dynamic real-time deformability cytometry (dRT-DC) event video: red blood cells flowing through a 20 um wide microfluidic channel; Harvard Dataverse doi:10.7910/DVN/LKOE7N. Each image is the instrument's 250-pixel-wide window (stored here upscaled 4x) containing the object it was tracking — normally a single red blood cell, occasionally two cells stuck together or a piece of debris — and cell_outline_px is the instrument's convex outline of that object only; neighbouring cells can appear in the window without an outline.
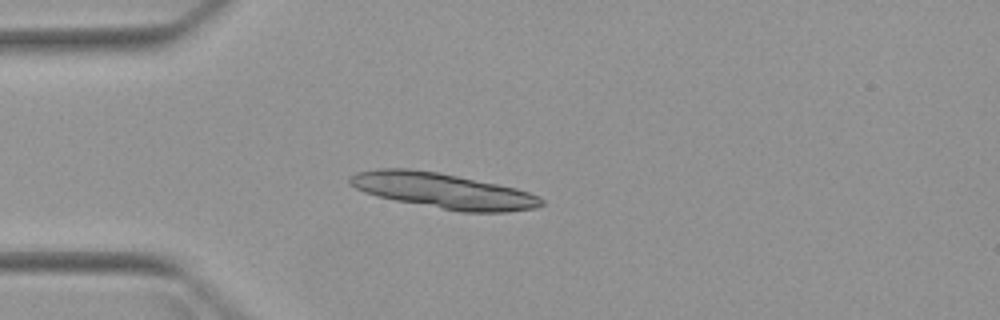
{"species": "Egyptian fruit bat (a non-hibernating species)", "species_latin": "Rousettus aegyptiacus", "temperature_condition": "warm", "stored_images_in_passage": 5, "segment_of_instrument_passage": [1, 2], "camera_frame_rate_fps": 3000, "um_per_image_px": 0.085, "animal": {"sex": "female"}, "frame": {"image": 1, "passage_image": 2, "time_ms": 2.0, "image_size_px": [1000, 320], "cell_outline_px": [[544, 204], [536, 208], [508, 212], [460, 212], [396, 200], [376, 196], [364, 192], [348, 184], [348, 176], [356, 172], [376, 168], [408, 168], [436, 172], [516, 188], [540, 196], [544, 200]], "centroid_in_image_um": [37.64, 16.21], "position_along_channel_um": 47.4, "area_um2": 39.42}}